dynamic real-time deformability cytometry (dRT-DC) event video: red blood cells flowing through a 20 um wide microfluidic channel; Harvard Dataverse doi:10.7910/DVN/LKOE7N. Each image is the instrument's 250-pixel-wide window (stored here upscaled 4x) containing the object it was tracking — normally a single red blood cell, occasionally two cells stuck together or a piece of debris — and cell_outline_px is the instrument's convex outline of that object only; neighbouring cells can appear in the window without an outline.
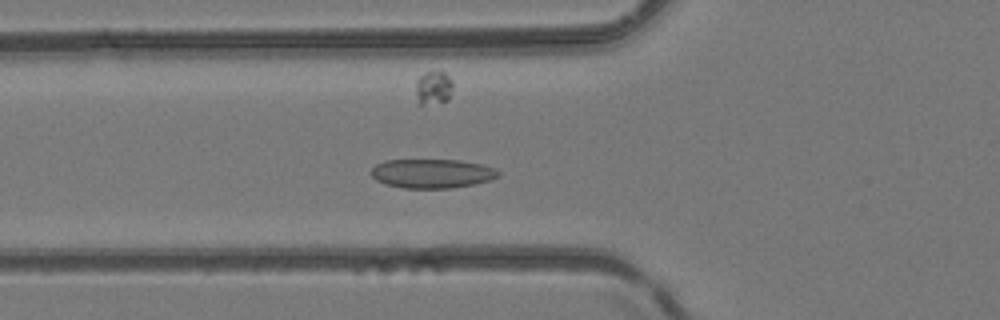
{"species": "common noctule bat (a hibernating species)", "species_latin": "Nyctalus noctula", "temperature_condition": "room temperature", "stored_images_in_passage": 39, "camera_frame_rate_fps": 3000, "um_per_image_px": 0.085, "animal": {"sex": "female", "body_mass_g": 24.6, "forearm_length_mm": 56.2}, "frame": {"image": 1, "passage_image": 13, "time_ms": 4.0, "image_size_px": [1000, 320], "cell_outline_px": [[500, 176], [488, 180], [472, 184], [452, 188], [404, 188], [388, 184], [376, 180], [372, 176], [372, 168], [376, 164], [384, 160], [460, 160], [480, 164], [492, 168], [500, 172]], "centroid_in_image_um": [36.71, 14.74], "position_along_channel_um": 89.1, "area_um2": 21.33}}
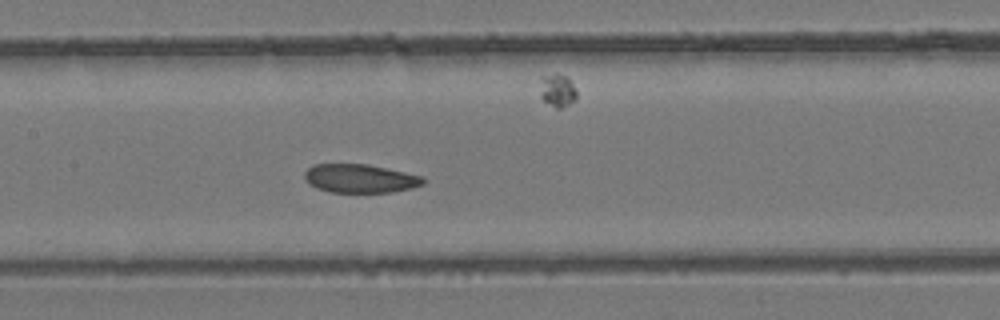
{"frame": {"image": 2, "passage_image": 19, "time_ms": 6.0, "image_size_px": [1000, 320], "cell_outline_px": [[424, 184], [412, 188], [392, 192], [328, 192], [316, 188], [304, 180], [304, 172], [312, 164], [368, 164], [424, 176]], "centroid_in_image_um": [30.59, 15.17], "position_along_channel_um": 176.8, "area_um2": 19.94}}
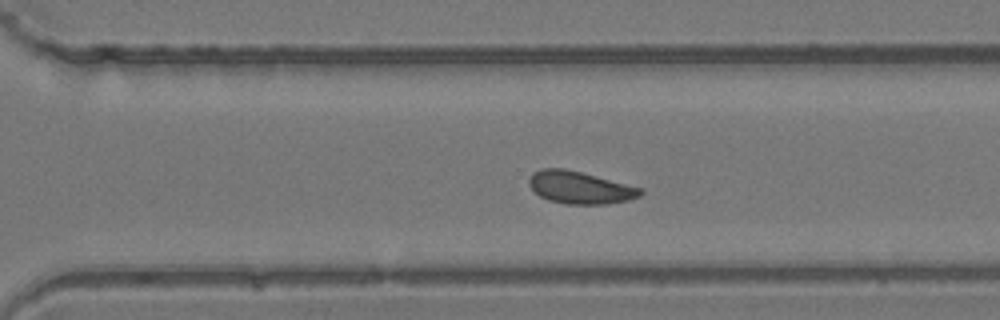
{"frame": {"image": 3, "passage_image": 29, "time_ms": 9.333, "image_size_px": [1000, 320], "cell_outline_px": [[644, 192], [640, 196], [628, 200], [608, 204], [564, 204], [548, 200], [540, 196], [528, 184], [528, 180], [532, 172], [540, 168], [564, 168], [644, 188]], "centroid_in_image_um": [49.3, 15.94], "position_along_channel_um": 321.3, "area_um2": 21.15}}